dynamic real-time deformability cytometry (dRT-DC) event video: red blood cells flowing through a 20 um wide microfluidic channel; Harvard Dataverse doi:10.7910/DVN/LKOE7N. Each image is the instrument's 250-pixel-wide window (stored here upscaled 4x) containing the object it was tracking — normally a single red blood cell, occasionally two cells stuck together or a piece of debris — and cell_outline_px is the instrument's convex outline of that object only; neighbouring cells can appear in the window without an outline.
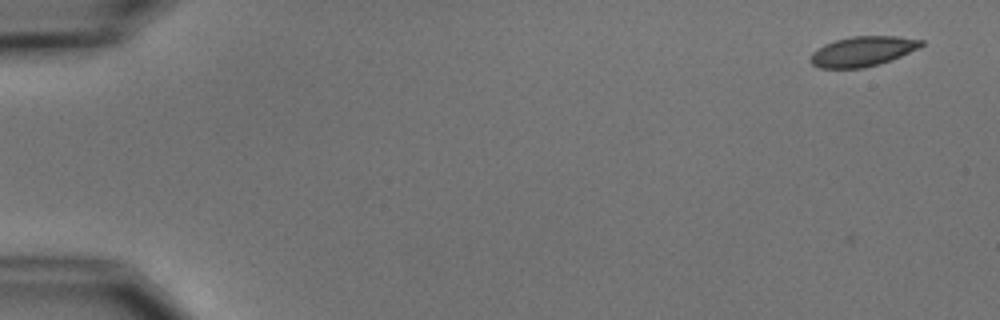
{"species": "common noctule bat (a hibernating species)", "species_latin": "Nyctalus noctula", "temperature_condition": "cold", "stored_images_in_passage": 5, "camera_frame_rate_fps": 3000, "um_per_image_px": 0.085, "animal": {"sex": "male", "body_mass_g": 15.6}, "frame": {"image": 1, "passage_image": 1, "time_ms": 0.0, "image_size_px": [1000, 320], "cell_outline_px": [[924, 44], [920, 48], [900, 56], [864, 68], [820, 68], [812, 64], [808, 60], [812, 52], [824, 44], [836, 40], [852, 36], [896, 36], [924, 40]], "centroid_in_image_um": [73.3, 4.36], "position_along_channel_um": 11.7, "area_um2": 19.25}}
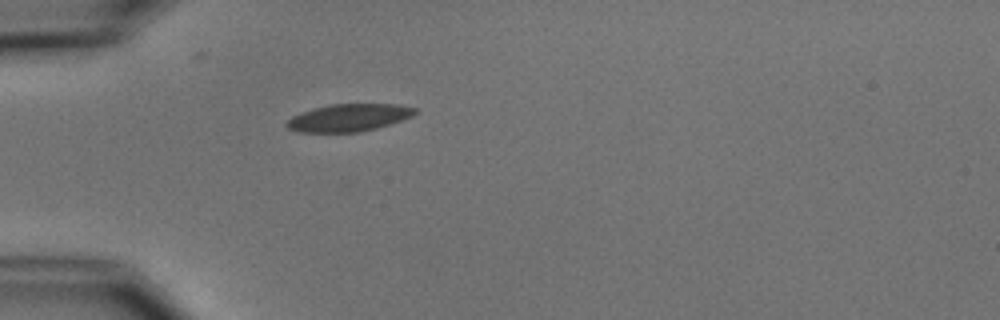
{"frame": {"image": 2, "passage_image": 5, "time_ms": 4.667, "image_size_px": [1000, 320], "cell_outline_px": [[416, 112], [412, 116], [376, 128], [360, 132], [300, 132], [288, 128], [284, 124], [292, 116], [300, 112], [328, 104], [400, 104], [416, 108]], "centroid_in_image_um": [29.61, 9.99], "position_along_channel_um": 55.4, "area_um2": 20.46}}